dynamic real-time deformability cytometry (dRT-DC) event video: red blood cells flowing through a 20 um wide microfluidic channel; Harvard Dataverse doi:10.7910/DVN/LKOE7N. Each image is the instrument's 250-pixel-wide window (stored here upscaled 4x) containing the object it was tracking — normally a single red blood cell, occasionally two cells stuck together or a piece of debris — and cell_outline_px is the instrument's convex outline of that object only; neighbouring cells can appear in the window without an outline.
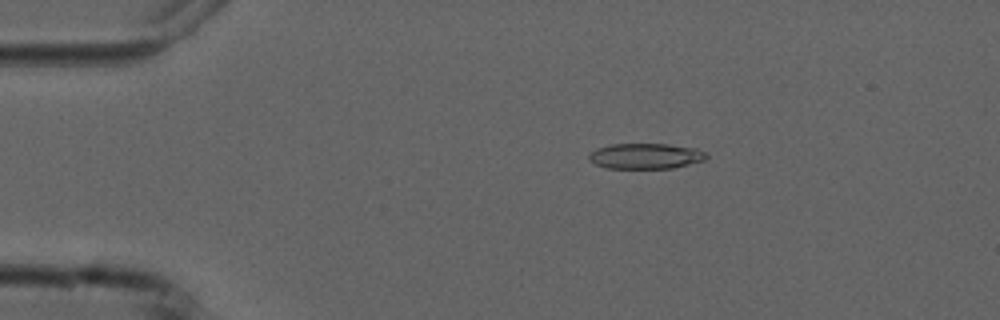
{"species": "common noctule bat (a hibernating species)", "species_latin": "Nyctalus noctula", "temperature_condition": "cold", "stored_images_in_passage": 7, "camera_frame_rate_fps": 3000, "um_per_image_px": 0.085, "animal": {"sex": "male", "forearm_length_mm": 52.5}, "frame": {"image": 1, "passage_image": 2, "time_ms": 1.0, "image_size_px": [1000, 320], "cell_outline_px": [[708, 156], [704, 160], [672, 168], [608, 168], [596, 164], [588, 160], [588, 156], [596, 148], [608, 144], [668, 144], [696, 148], [704, 152]], "centroid_in_image_um": [54.85, 13.26], "position_along_channel_um": 30.1, "area_um2": 17.4}}
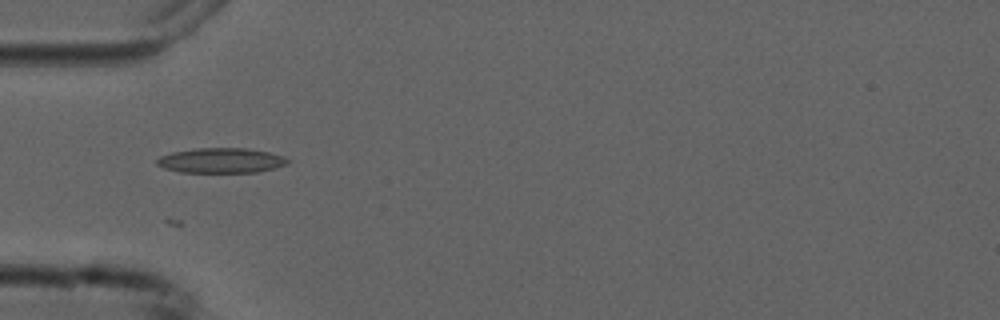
{"frame": {"image": 2, "passage_image": 4, "time_ms": 3.333, "image_size_px": [1000, 320], "cell_outline_px": [[292, 160], [288, 164], [276, 168], [256, 172], [180, 172], [164, 168], [156, 164], [156, 160], [160, 156], [172, 152], [192, 148], [244, 148], [268, 152], [284, 156]], "centroid_in_image_um": [18.81, 13.64], "position_along_channel_um": 66.2, "area_um2": 19.19}}
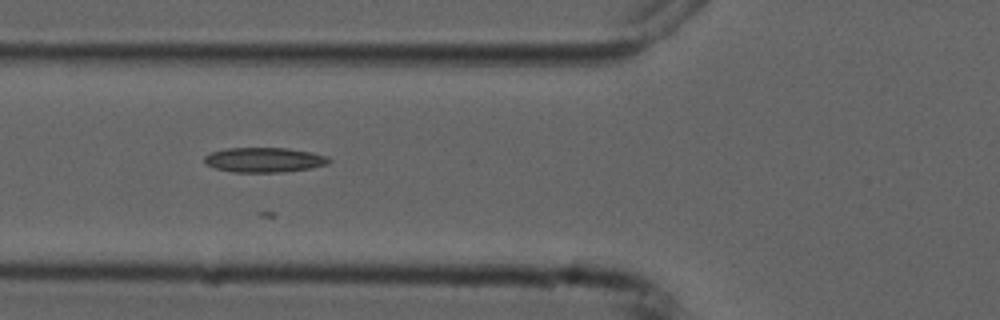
{"frame": {"image": 3, "passage_image": 5, "time_ms": 4.333, "image_size_px": [1000, 320], "cell_outline_px": [[332, 160], [328, 164], [312, 168], [284, 172], [232, 172], [216, 168], [204, 164], [204, 156], [212, 152], [228, 148], [288, 148], [328, 156]], "centroid_in_image_um": [22.47, 13.59], "position_along_channel_um": 103.3, "area_um2": 18.03}}